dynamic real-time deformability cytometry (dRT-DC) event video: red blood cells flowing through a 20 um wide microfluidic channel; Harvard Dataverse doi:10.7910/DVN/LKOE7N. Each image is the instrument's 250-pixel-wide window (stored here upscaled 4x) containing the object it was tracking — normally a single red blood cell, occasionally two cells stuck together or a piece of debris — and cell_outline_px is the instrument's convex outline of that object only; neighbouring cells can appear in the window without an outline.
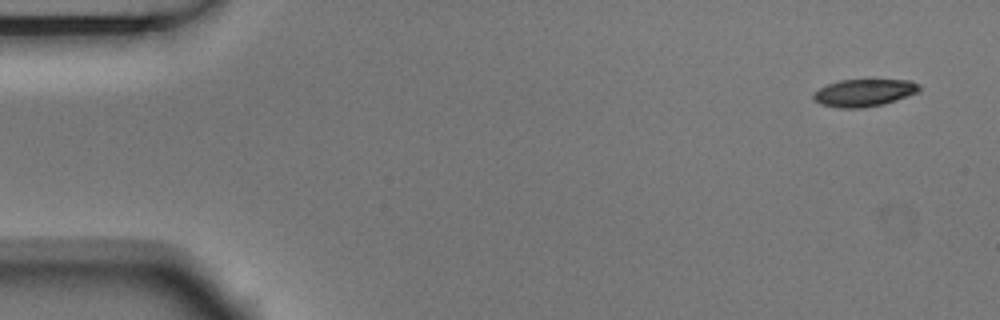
{"species": "Egyptian fruit bat (a non-hibernating species)", "species_latin": "Rousettus aegyptiacus", "temperature_condition": "room temperature", "stored_images_in_passage": 5, "camera_frame_rate_fps": 3000, "um_per_image_px": 0.085, "animal": {"sex": "male"}, "frame": {"image": 1, "passage_image": 1, "time_ms": 0.0, "image_size_px": [1000, 320], "cell_outline_px": [[920, 92], [884, 104], [864, 108], [840, 108], [820, 104], [812, 100], [812, 92], [828, 84], [840, 80], [912, 80], [920, 84]], "centroid_in_image_um": [73.44, 7.89], "position_along_channel_um": 11.6, "area_um2": 17.11}}